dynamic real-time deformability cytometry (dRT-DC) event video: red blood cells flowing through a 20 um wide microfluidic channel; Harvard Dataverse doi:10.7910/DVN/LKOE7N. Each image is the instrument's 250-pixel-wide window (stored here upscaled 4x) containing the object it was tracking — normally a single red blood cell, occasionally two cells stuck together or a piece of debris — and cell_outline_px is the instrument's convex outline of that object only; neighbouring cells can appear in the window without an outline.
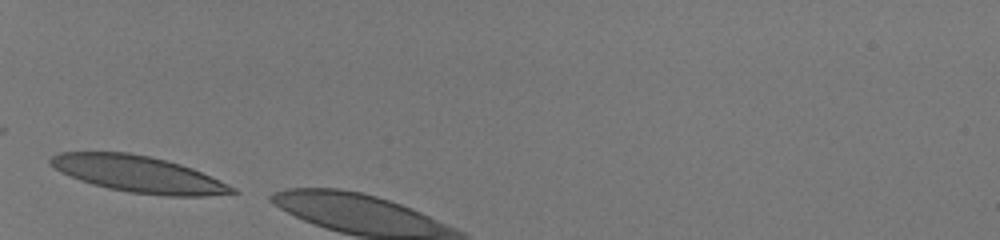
{"species": "human", "species_latin": "Homo sapiens", "temperature_condition": "room temperature", "stored_images_in_passage": 3, "camera_frame_rate_fps": 3000, "um_per_image_px": 0.085, "donor": {"sex": "male"}, "frame": {"image": 1, "passage_image": 1, "time_ms": 0.0, "image_size_px": [1000, 240], "cell_outline_px": [[240, 192], [204, 196], [164, 196], [132, 192], [108, 188], [92, 184], [80, 180], [56, 168], [48, 160], [52, 156], [60, 152], [128, 152], [168, 160], [192, 168], [220, 180], [236, 188]], "centroid_in_image_um": [11.82, 14.8], "position_along_channel_um": 73.2, "area_um2": 38.21}}